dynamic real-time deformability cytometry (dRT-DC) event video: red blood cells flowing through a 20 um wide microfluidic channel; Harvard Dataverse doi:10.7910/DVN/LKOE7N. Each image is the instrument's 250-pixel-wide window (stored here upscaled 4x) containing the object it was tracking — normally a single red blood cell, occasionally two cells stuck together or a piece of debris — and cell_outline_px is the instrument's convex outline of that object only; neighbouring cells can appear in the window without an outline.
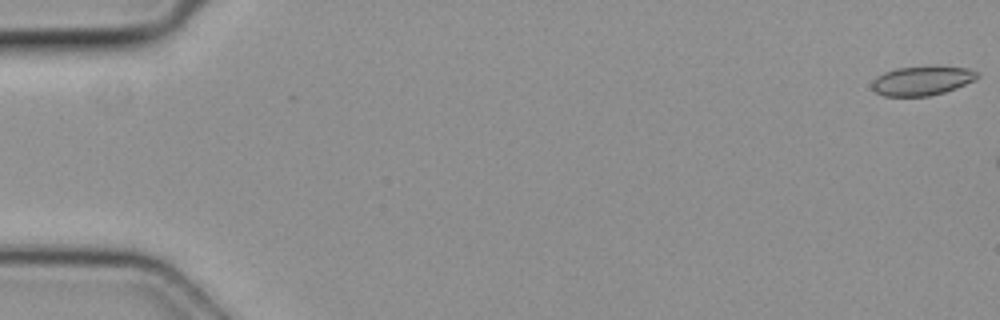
{"species": "common noctule bat (a hibernating species)", "species_latin": "Nyctalus noctula", "temperature_condition": "cold", "stored_images_in_passage": 11, "camera_frame_rate_fps": 3000, "um_per_image_px": 0.085, "animal": {"sex": "female", "body_mass_g": 19.3, "forearm_length_mm": 54.1}, "frame": {"image": 1, "passage_image": 1, "time_ms": 0.0, "image_size_px": [1000, 320], "cell_outline_px": [[980, 76], [976, 80], [956, 88], [944, 92], [928, 96], [884, 96], [876, 92], [872, 88], [872, 80], [876, 76], [884, 72], [896, 68], [968, 68], [980, 72]], "centroid_in_image_um": [78.37, 6.89], "position_along_channel_um": 6.6, "area_um2": 17.57}}